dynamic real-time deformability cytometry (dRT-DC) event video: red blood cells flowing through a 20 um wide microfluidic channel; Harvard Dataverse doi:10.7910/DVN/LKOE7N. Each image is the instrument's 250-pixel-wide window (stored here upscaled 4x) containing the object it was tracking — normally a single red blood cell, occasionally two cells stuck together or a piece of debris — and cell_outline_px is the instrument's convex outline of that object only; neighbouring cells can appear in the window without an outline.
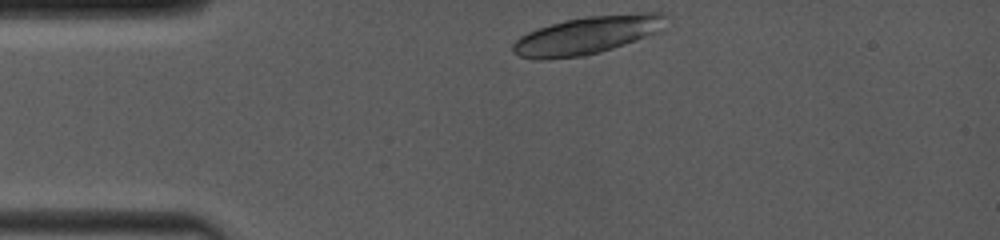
{"species": "common noctule bat (a hibernating species)", "species_latin": "Nyctalus noctula", "temperature_condition": "room temperature", "stored_images_in_passage": 5, "camera_frame_rate_fps": 4000, "um_per_image_px": 0.085, "animal": {"sex": "female", "body_mass_g": 19.0, "forearm_length_mm": 53.3}, "frame": {"image": 1, "passage_image": 1, "time_ms": 0.0, "image_size_px": [1000, 240], "cell_outline_px": [[672, 16], [652, 32], [636, 40], [600, 52], [584, 56], [548, 60], [536, 60], [520, 56], [512, 52], [512, 44], [520, 36], [528, 32], [564, 20], [588, 16], [644, 12], [664, 12]], "centroid_in_image_um": [49.86, 2.99], "position_along_channel_um": 35.1, "area_um2": 33.58}}